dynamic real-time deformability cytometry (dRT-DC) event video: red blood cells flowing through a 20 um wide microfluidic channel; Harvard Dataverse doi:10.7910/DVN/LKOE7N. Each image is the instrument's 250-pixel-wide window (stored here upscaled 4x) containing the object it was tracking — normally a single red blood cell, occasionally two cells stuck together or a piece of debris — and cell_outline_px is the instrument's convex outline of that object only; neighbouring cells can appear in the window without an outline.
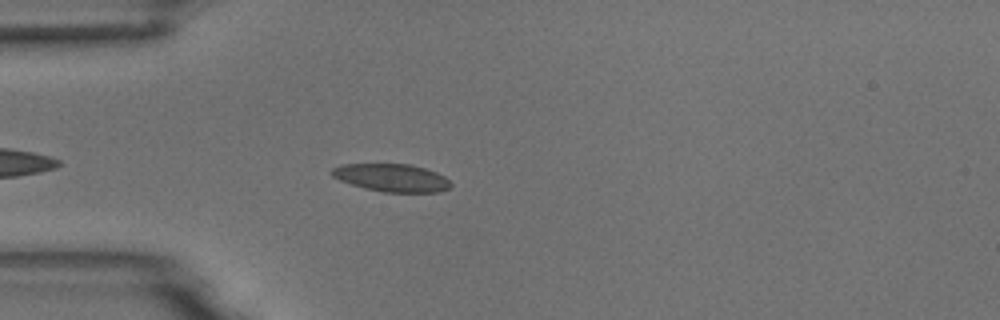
{"species": "common noctule bat (a hibernating species)", "species_latin": "Nyctalus noctula", "temperature_condition": "room temperature", "stored_images_in_passage": 17, "camera_frame_rate_fps": 3000, "um_per_image_px": 0.085, "animal": {"sex": "male", "body_mass_g": 18.8}, "frame": {"image": 1, "passage_image": 6, "time_ms": 1.667, "image_size_px": [1000, 320], "cell_outline_px": [[452, 188], [440, 192], [384, 192], [364, 188], [340, 180], [332, 176], [328, 172], [332, 168], [340, 164], [412, 164], [436, 172], [444, 176], [452, 184]], "centroid_in_image_um": [33.3, 15.11], "position_along_channel_um": 51.7, "area_um2": 19.42}}
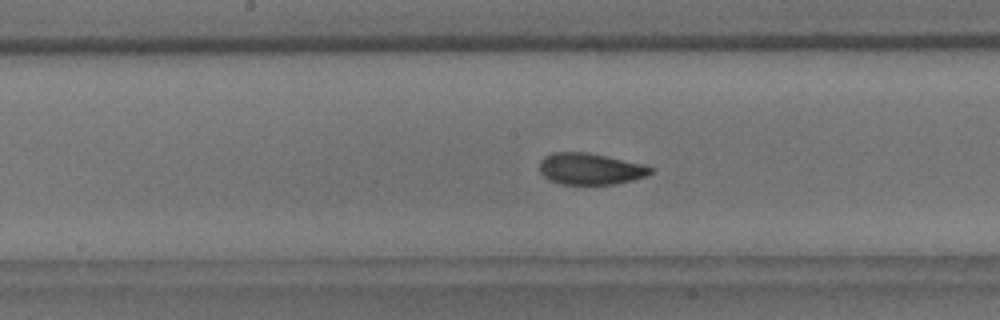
{"frame": {"image": 2, "passage_image": 15, "time_ms": 4.667, "image_size_px": [1000, 320], "cell_outline_px": [[652, 172], [644, 176], [632, 180], [616, 184], [560, 184], [548, 180], [540, 172], [540, 160], [544, 156], [552, 152], [584, 152], [644, 164], [652, 168]], "centroid_in_image_um": [50.12, 14.36], "position_along_channel_um": 198.1, "area_um2": 20.23}}